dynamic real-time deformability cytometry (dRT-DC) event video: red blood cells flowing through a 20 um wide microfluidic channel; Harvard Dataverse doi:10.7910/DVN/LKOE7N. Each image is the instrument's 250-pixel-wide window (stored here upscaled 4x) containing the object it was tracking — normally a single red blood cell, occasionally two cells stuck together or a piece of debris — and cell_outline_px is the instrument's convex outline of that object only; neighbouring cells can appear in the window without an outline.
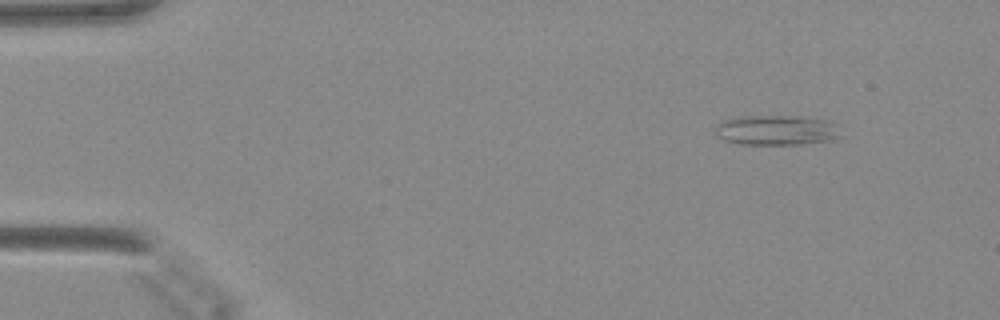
{"species": "Egyptian fruit bat (a non-hibernating species)", "species_latin": "Rousettus aegyptiacus", "temperature_condition": "warm", "stored_images_in_passage": 44, "camera_frame_rate_fps": 3000, "um_per_image_px": 0.085, "animal": {"sex": "female"}, "frame": {"image": 1, "passage_image": 1, "time_ms": 0.0, "image_size_px": [1000, 320], "cell_outline_px": [[840, 136], [832, 140], [800, 144], [740, 144], [724, 140], [716, 136], [716, 128], [720, 120], [744, 116], [796, 116], [832, 120], [836, 124]], "centroid_in_image_um": [66.0, 11.06], "position_along_channel_um": 19.0, "area_um2": 22.02}}
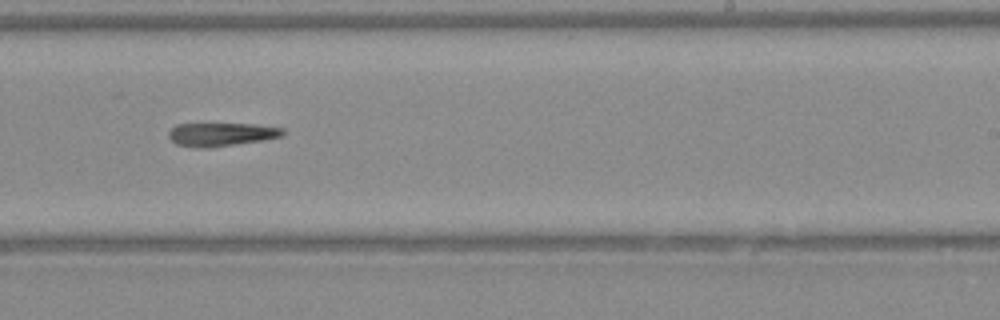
{"frame": {"image": 2, "passage_image": 26, "time_ms": 8.333, "image_size_px": [1000, 320], "cell_outline_px": [[284, 136], [264, 140], [208, 148], [200, 148], [176, 144], [168, 136], [168, 132], [176, 124], [256, 124], [284, 128]], "centroid_in_image_um": [18.84, 11.42], "position_along_channel_um": 270.2, "area_um2": 15.61}}
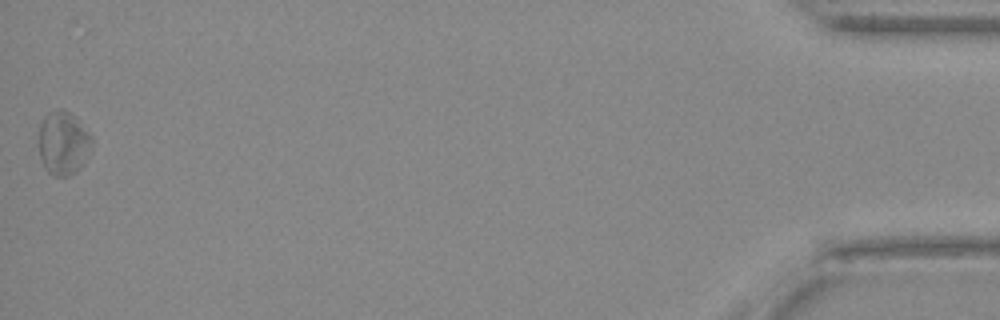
{"frame": {"image": 3, "passage_image": 44, "time_ms": 14.333, "image_size_px": [1000, 320], "cell_outline_px": [[92, 144], [84, 164], [80, 168], [68, 176], [56, 176], [48, 172], [44, 168], [40, 156], [40, 124], [44, 116], [48, 112], [60, 108], [64, 108], [92, 136]], "centroid_in_image_um": [5.37, 12.17], "position_along_channel_um": 429.8, "area_um2": 19.42}}